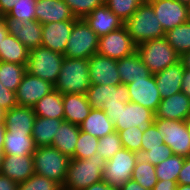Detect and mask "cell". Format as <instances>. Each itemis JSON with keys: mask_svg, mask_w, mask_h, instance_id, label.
<instances>
[{"mask_svg": "<svg viewBox=\"0 0 190 190\" xmlns=\"http://www.w3.org/2000/svg\"><path fill=\"white\" fill-rule=\"evenodd\" d=\"M106 163L107 161L99 153L88 159L70 158L62 190H84L101 181Z\"/></svg>", "mask_w": 190, "mask_h": 190, "instance_id": "6da1fadb", "label": "cell"}, {"mask_svg": "<svg viewBox=\"0 0 190 190\" xmlns=\"http://www.w3.org/2000/svg\"><path fill=\"white\" fill-rule=\"evenodd\" d=\"M91 86L88 59L64 56L54 89L63 94H86Z\"/></svg>", "mask_w": 190, "mask_h": 190, "instance_id": "7a4b0ae2", "label": "cell"}, {"mask_svg": "<svg viewBox=\"0 0 190 190\" xmlns=\"http://www.w3.org/2000/svg\"><path fill=\"white\" fill-rule=\"evenodd\" d=\"M124 26L136 45L165 36L162 25L147 0L138 7Z\"/></svg>", "mask_w": 190, "mask_h": 190, "instance_id": "3957f363", "label": "cell"}, {"mask_svg": "<svg viewBox=\"0 0 190 190\" xmlns=\"http://www.w3.org/2000/svg\"><path fill=\"white\" fill-rule=\"evenodd\" d=\"M136 51L153 75L180 61V55L167 42L165 36L137 45Z\"/></svg>", "mask_w": 190, "mask_h": 190, "instance_id": "277c9868", "label": "cell"}, {"mask_svg": "<svg viewBox=\"0 0 190 190\" xmlns=\"http://www.w3.org/2000/svg\"><path fill=\"white\" fill-rule=\"evenodd\" d=\"M32 156L36 174L54 180L61 186L63 185L70 162L68 156L53 146L36 147Z\"/></svg>", "mask_w": 190, "mask_h": 190, "instance_id": "5b68a950", "label": "cell"}, {"mask_svg": "<svg viewBox=\"0 0 190 190\" xmlns=\"http://www.w3.org/2000/svg\"><path fill=\"white\" fill-rule=\"evenodd\" d=\"M63 60L64 55L40 46L29 51L26 71L55 85Z\"/></svg>", "mask_w": 190, "mask_h": 190, "instance_id": "8992f818", "label": "cell"}, {"mask_svg": "<svg viewBox=\"0 0 190 190\" xmlns=\"http://www.w3.org/2000/svg\"><path fill=\"white\" fill-rule=\"evenodd\" d=\"M98 35L84 19H78L67 41L64 56L68 58L89 59L98 50Z\"/></svg>", "mask_w": 190, "mask_h": 190, "instance_id": "52a82bcc", "label": "cell"}, {"mask_svg": "<svg viewBox=\"0 0 190 190\" xmlns=\"http://www.w3.org/2000/svg\"><path fill=\"white\" fill-rule=\"evenodd\" d=\"M154 124L163 136L164 144L172 149L173 154L190 156V135L185 121L155 118Z\"/></svg>", "mask_w": 190, "mask_h": 190, "instance_id": "ba28073f", "label": "cell"}, {"mask_svg": "<svg viewBox=\"0 0 190 190\" xmlns=\"http://www.w3.org/2000/svg\"><path fill=\"white\" fill-rule=\"evenodd\" d=\"M135 164L134 152L122 148L107 161L102 180L119 189L126 181L131 180Z\"/></svg>", "mask_w": 190, "mask_h": 190, "instance_id": "9c48e42d", "label": "cell"}, {"mask_svg": "<svg viewBox=\"0 0 190 190\" xmlns=\"http://www.w3.org/2000/svg\"><path fill=\"white\" fill-rule=\"evenodd\" d=\"M137 50L125 26L99 38L97 54L120 60Z\"/></svg>", "mask_w": 190, "mask_h": 190, "instance_id": "30bf717a", "label": "cell"}, {"mask_svg": "<svg viewBox=\"0 0 190 190\" xmlns=\"http://www.w3.org/2000/svg\"><path fill=\"white\" fill-rule=\"evenodd\" d=\"M153 7L155 16L162 25L164 32L182 25L190 20L188 5L177 0H147Z\"/></svg>", "mask_w": 190, "mask_h": 190, "instance_id": "8fae6325", "label": "cell"}, {"mask_svg": "<svg viewBox=\"0 0 190 190\" xmlns=\"http://www.w3.org/2000/svg\"><path fill=\"white\" fill-rule=\"evenodd\" d=\"M87 101L95 110H102L104 105L130 102L127 85H96L91 84L86 93Z\"/></svg>", "mask_w": 190, "mask_h": 190, "instance_id": "7c38bea8", "label": "cell"}, {"mask_svg": "<svg viewBox=\"0 0 190 190\" xmlns=\"http://www.w3.org/2000/svg\"><path fill=\"white\" fill-rule=\"evenodd\" d=\"M53 90L54 85L52 83L26 72L15 92L16 103L18 106L33 107Z\"/></svg>", "mask_w": 190, "mask_h": 190, "instance_id": "4fadbf2b", "label": "cell"}, {"mask_svg": "<svg viewBox=\"0 0 190 190\" xmlns=\"http://www.w3.org/2000/svg\"><path fill=\"white\" fill-rule=\"evenodd\" d=\"M7 31L16 37L29 50L41 46L42 43V24L37 20L22 21L11 18L7 15L2 17Z\"/></svg>", "mask_w": 190, "mask_h": 190, "instance_id": "5bb4252c", "label": "cell"}, {"mask_svg": "<svg viewBox=\"0 0 190 190\" xmlns=\"http://www.w3.org/2000/svg\"><path fill=\"white\" fill-rule=\"evenodd\" d=\"M155 119V112L140 104L128 102L125 107L120 108L117 122L114 124L116 131L138 127L142 132L146 131Z\"/></svg>", "mask_w": 190, "mask_h": 190, "instance_id": "9a60e30c", "label": "cell"}, {"mask_svg": "<svg viewBox=\"0 0 190 190\" xmlns=\"http://www.w3.org/2000/svg\"><path fill=\"white\" fill-rule=\"evenodd\" d=\"M127 88L130 94V102L140 104L153 112L157 111L162 98L153 74L147 78L134 80L127 84Z\"/></svg>", "mask_w": 190, "mask_h": 190, "instance_id": "2e32d148", "label": "cell"}, {"mask_svg": "<svg viewBox=\"0 0 190 190\" xmlns=\"http://www.w3.org/2000/svg\"><path fill=\"white\" fill-rule=\"evenodd\" d=\"M91 84L120 85L117 60L94 54L88 59Z\"/></svg>", "mask_w": 190, "mask_h": 190, "instance_id": "e0dca14e", "label": "cell"}, {"mask_svg": "<svg viewBox=\"0 0 190 190\" xmlns=\"http://www.w3.org/2000/svg\"><path fill=\"white\" fill-rule=\"evenodd\" d=\"M76 21L67 20L42 25L41 46L64 55L67 41Z\"/></svg>", "mask_w": 190, "mask_h": 190, "instance_id": "ac0fdd59", "label": "cell"}, {"mask_svg": "<svg viewBox=\"0 0 190 190\" xmlns=\"http://www.w3.org/2000/svg\"><path fill=\"white\" fill-rule=\"evenodd\" d=\"M34 173L32 155H2L0 158V174L10 178L17 184L26 181Z\"/></svg>", "mask_w": 190, "mask_h": 190, "instance_id": "d6986e66", "label": "cell"}, {"mask_svg": "<svg viewBox=\"0 0 190 190\" xmlns=\"http://www.w3.org/2000/svg\"><path fill=\"white\" fill-rule=\"evenodd\" d=\"M35 7L36 20L42 25L52 22L78 20L65 3V0H37Z\"/></svg>", "mask_w": 190, "mask_h": 190, "instance_id": "ffe728a7", "label": "cell"}, {"mask_svg": "<svg viewBox=\"0 0 190 190\" xmlns=\"http://www.w3.org/2000/svg\"><path fill=\"white\" fill-rule=\"evenodd\" d=\"M190 115V98L184 92L163 98L155 112V118L185 121Z\"/></svg>", "mask_w": 190, "mask_h": 190, "instance_id": "44dd1931", "label": "cell"}, {"mask_svg": "<svg viewBox=\"0 0 190 190\" xmlns=\"http://www.w3.org/2000/svg\"><path fill=\"white\" fill-rule=\"evenodd\" d=\"M35 118L33 107L17 105L5 111L3 122L9 133L32 134Z\"/></svg>", "mask_w": 190, "mask_h": 190, "instance_id": "7402d4cb", "label": "cell"}, {"mask_svg": "<svg viewBox=\"0 0 190 190\" xmlns=\"http://www.w3.org/2000/svg\"><path fill=\"white\" fill-rule=\"evenodd\" d=\"M84 20L99 38L124 26L123 21L105 4L95 8Z\"/></svg>", "mask_w": 190, "mask_h": 190, "instance_id": "603a6c76", "label": "cell"}, {"mask_svg": "<svg viewBox=\"0 0 190 190\" xmlns=\"http://www.w3.org/2000/svg\"><path fill=\"white\" fill-rule=\"evenodd\" d=\"M184 71L183 64L179 61L163 71L154 74L157 88L160 91L162 99L182 91Z\"/></svg>", "mask_w": 190, "mask_h": 190, "instance_id": "cb8c5ba5", "label": "cell"}, {"mask_svg": "<svg viewBox=\"0 0 190 190\" xmlns=\"http://www.w3.org/2000/svg\"><path fill=\"white\" fill-rule=\"evenodd\" d=\"M118 74L122 84H130L134 80L147 78L151 72L142 62L139 53H134L117 60Z\"/></svg>", "mask_w": 190, "mask_h": 190, "instance_id": "d4e9b609", "label": "cell"}, {"mask_svg": "<svg viewBox=\"0 0 190 190\" xmlns=\"http://www.w3.org/2000/svg\"><path fill=\"white\" fill-rule=\"evenodd\" d=\"M64 121L80 125L89 115L92 107L86 94H63Z\"/></svg>", "mask_w": 190, "mask_h": 190, "instance_id": "484cf974", "label": "cell"}, {"mask_svg": "<svg viewBox=\"0 0 190 190\" xmlns=\"http://www.w3.org/2000/svg\"><path fill=\"white\" fill-rule=\"evenodd\" d=\"M79 133V125L63 121L58 128V132L54 136L51 146L55 147L69 158L74 159V152Z\"/></svg>", "mask_w": 190, "mask_h": 190, "instance_id": "4316f807", "label": "cell"}, {"mask_svg": "<svg viewBox=\"0 0 190 190\" xmlns=\"http://www.w3.org/2000/svg\"><path fill=\"white\" fill-rule=\"evenodd\" d=\"M80 131L102 138L115 131L114 124L105 114L104 110L92 109L85 120L79 125Z\"/></svg>", "mask_w": 190, "mask_h": 190, "instance_id": "83f0119b", "label": "cell"}, {"mask_svg": "<svg viewBox=\"0 0 190 190\" xmlns=\"http://www.w3.org/2000/svg\"><path fill=\"white\" fill-rule=\"evenodd\" d=\"M64 120L36 117L33 124L32 138L36 147L51 146L60 124Z\"/></svg>", "mask_w": 190, "mask_h": 190, "instance_id": "f1b7e54d", "label": "cell"}, {"mask_svg": "<svg viewBox=\"0 0 190 190\" xmlns=\"http://www.w3.org/2000/svg\"><path fill=\"white\" fill-rule=\"evenodd\" d=\"M31 135L6 131L2 155H33L36 146Z\"/></svg>", "mask_w": 190, "mask_h": 190, "instance_id": "f546056e", "label": "cell"}, {"mask_svg": "<svg viewBox=\"0 0 190 190\" xmlns=\"http://www.w3.org/2000/svg\"><path fill=\"white\" fill-rule=\"evenodd\" d=\"M33 109L36 117L64 120L63 95L54 89L39 100Z\"/></svg>", "mask_w": 190, "mask_h": 190, "instance_id": "4dcf8cb0", "label": "cell"}, {"mask_svg": "<svg viewBox=\"0 0 190 190\" xmlns=\"http://www.w3.org/2000/svg\"><path fill=\"white\" fill-rule=\"evenodd\" d=\"M29 51L16 37L8 34L0 44V61L27 64Z\"/></svg>", "mask_w": 190, "mask_h": 190, "instance_id": "1f68e13d", "label": "cell"}, {"mask_svg": "<svg viewBox=\"0 0 190 190\" xmlns=\"http://www.w3.org/2000/svg\"><path fill=\"white\" fill-rule=\"evenodd\" d=\"M26 65L0 61V82L2 85L16 92L24 74L27 72Z\"/></svg>", "mask_w": 190, "mask_h": 190, "instance_id": "d6a6232c", "label": "cell"}, {"mask_svg": "<svg viewBox=\"0 0 190 190\" xmlns=\"http://www.w3.org/2000/svg\"><path fill=\"white\" fill-rule=\"evenodd\" d=\"M167 42L181 56L190 51V20L165 33Z\"/></svg>", "mask_w": 190, "mask_h": 190, "instance_id": "836d02e7", "label": "cell"}, {"mask_svg": "<svg viewBox=\"0 0 190 190\" xmlns=\"http://www.w3.org/2000/svg\"><path fill=\"white\" fill-rule=\"evenodd\" d=\"M184 161V156L173 154L171 157L162 161L160 164L155 165L157 179L177 181L178 174L182 169Z\"/></svg>", "mask_w": 190, "mask_h": 190, "instance_id": "e575fe53", "label": "cell"}, {"mask_svg": "<svg viewBox=\"0 0 190 190\" xmlns=\"http://www.w3.org/2000/svg\"><path fill=\"white\" fill-rule=\"evenodd\" d=\"M136 163L149 162L152 165H158L162 161L168 159L173 155V151L166 144L159 145L155 148H149L148 151L139 149L134 152Z\"/></svg>", "mask_w": 190, "mask_h": 190, "instance_id": "d590c367", "label": "cell"}, {"mask_svg": "<svg viewBox=\"0 0 190 190\" xmlns=\"http://www.w3.org/2000/svg\"><path fill=\"white\" fill-rule=\"evenodd\" d=\"M131 179L138 182L145 189L152 190L158 182L155 165L149 162L136 163L133 168Z\"/></svg>", "mask_w": 190, "mask_h": 190, "instance_id": "8d00e7d4", "label": "cell"}, {"mask_svg": "<svg viewBox=\"0 0 190 190\" xmlns=\"http://www.w3.org/2000/svg\"><path fill=\"white\" fill-rule=\"evenodd\" d=\"M145 0H104V4L125 23Z\"/></svg>", "mask_w": 190, "mask_h": 190, "instance_id": "74e56055", "label": "cell"}, {"mask_svg": "<svg viewBox=\"0 0 190 190\" xmlns=\"http://www.w3.org/2000/svg\"><path fill=\"white\" fill-rule=\"evenodd\" d=\"M99 138L90 135L89 133L80 131L75 152L74 159H88L97 153Z\"/></svg>", "mask_w": 190, "mask_h": 190, "instance_id": "f35d334b", "label": "cell"}, {"mask_svg": "<svg viewBox=\"0 0 190 190\" xmlns=\"http://www.w3.org/2000/svg\"><path fill=\"white\" fill-rule=\"evenodd\" d=\"M123 148L118 132L115 130L110 134L99 138L97 153L106 161L110 160L113 155Z\"/></svg>", "mask_w": 190, "mask_h": 190, "instance_id": "ab89813d", "label": "cell"}, {"mask_svg": "<svg viewBox=\"0 0 190 190\" xmlns=\"http://www.w3.org/2000/svg\"><path fill=\"white\" fill-rule=\"evenodd\" d=\"M17 190H62V186L54 180L34 173L26 181L18 183Z\"/></svg>", "mask_w": 190, "mask_h": 190, "instance_id": "60d3db41", "label": "cell"}, {"mask_svg": "<svg viewBox=\"0 0 190 190\" xmlns=\"http://www.w3.org/2000/svg\"><path fill=\"white\" fill-rule=\"evenodd\" d=\"M36 1L37 0H17L7 16L22 21L36 20Z\"/></svg>", "mask_w": 190, "mask_h": 190, "instance_id": "b9f144b4", "label": "cell"}, {"mask_svg": "<svg viewBox=\"0 0 190 190\" xmlns=\"http://www.w3.org/2000/svg\"><path fill=\"white\" fill-rule=\"evenodd\" d=\"M65 3L71 9L77 19H84L95 8L104 4V0H65Z\"/></svg>", "mask_w": 190, "mask_h": 190, "instance_id": "7bdbcfd3", "label": "cell"}, {"mask_svg": "<svg viewBox=\"0 0 190 190\" xmlns=\"http://www.w3.org/2000/svg\"><path fill=\"white\" fill-rule=\"evenodd\" d=\"M123 148L136 152L141 149L143 132L136 126L117 131Z\"/></svg>", "mask_w": 190, "mask_h": 190, "instance_id": "ee69618b", "label": "cell"}, {"mask_svg": "<svg viewBox=\"0 0 190 190\" xmlns=\"http://www.w3.org/2000/svg\"><path fill=\"white\" fill-rule=\"evenodd\" d=\"M141 142V149L145 151H148L149 148H155L164 144L163 136L160 135V132L154 123L143 132Z\"/></svg>", "mask_w": 190, "mask_h": 190, "instance_id": "f6af8a7d", "label": "cell"}, {"mask_svg": "<svg viewBox=\"0 0 190 190\" xmlns=\"http://www.w3.org/2000/svg\"><path fill=\"white\" fill-rule=\"evenodd\" d=\"M16 106L17 103L15 92L5 88L0 82V107L4 111H7Z\"/></svg>", "mask_w": 190, "mask_h": 190, "instance_id": "bcb514c9", "label": "cell"}, {"mask_svg": "<svg viewBox=\"0 0 190 190\" xmlns=\"http://www.w3.org/2000/svg\"><path fill=\"white\" fill-rule=\"evenodd\" d=\"M177 184L190 185V156L185 157L182 169L178 174Z\"/></svg>", "mask_w": 190, "mask_h": 190, "instance_id": "7dc6e473", "label": "cell"}, {"mask_svg": "<svg viewBox=\"0 0 190 190\" xmlns=\"http://www.w3.org/2000/svg\"><path fill=\"white\" fill-rule=\"evenodd\" d=\"M126 103L114 104V105H104L103 109L108 118L112 121L113 124L117 122L118 115L121 107H125Z\"/></svg>", "mask_w": 190, "mask_h": 190, "instance_id": "c3c4849f", "label": "cell"}, {"mask_svg": "<svg viewBox=\"0 0 190 190\" xmlns=\"http://www.w3.org/2000/svg\"><path fill=\"white\" fill-rule=\"evenodd\" d=\"M177 181L158 180L152 190H176Z\"/></svg>", "mask_w": 190, "mask_h": 190, "instance_id": "681fc988", "label": "cell"}, {"mask_svg": "<svg viewBox=\"0 0 190 190\" xmlns=\"http://www.w3.org/2000/svg\"><path fill=\"white\" fill-rule=\"evenodd\" d=\"M18 184L10 178L0 174V190H17Z\"/></svg>", "mask_w": 190, "mask_h": 190, "instance_id": "f907efd6", "label": "cell"}, {"mask_svg": "<svg viewBox=\"0 0 190 190\" xmlns=\"http://www.w3.org/2000/svg\"><path fill=\"white\" fill-rule=\"evenodd\" d=\"M17 0H0V16L7 15Z\"/></svg>", "mask_w": 190, "mask_h": 190, "instance_id": "816d5d0a", "label": "cell"}, {"mask_svg": "<svg viewBox=\"0 0 190 190\" xmlns=\"http://www.w3.org/2000/svg\"><path fill=\"white\" fill-rule=\"evenodd\" d=\"M84 190H119L116 187H112L111 185L107 184L103 180L92 184L91 186L87 187Z\"/></svg>", "mask_w": 190, "mask_h": 190, "instance_id": "f5cc1de1", "label": "cell"}, {"mask_svg": "<svg viewBox=\"0 0 190 190\" xmlns=\"http://www.w3.org/2000/svg\"><path fill=\"white\" fill-rule=\"evenodd\" d=\"M182 92L190 98V70L185 69L182 79Z\"/></svg>", "mask_w": 190, "mask_h": 190, "instance_id": "db71d44e", "label": "cell"}, {"mask_svg": "<svg viewBox=\"0 0 190 190\" xmlns=\"http://www.w3.org/2000/svg\"><path fill=\"white\" fill-rule=\"evenodd\" d=\"M119 190H148L142 187L138 182L134 180H128L126 181Z\"/></svg>", "mask_w": 190, "mask_h": 190, "instance_id": "11a10c76", "label": "cell"}, {"mask_svg": "<svg viewBox=\"0 0 190 190\" xmlns=\"http://www.w3.org/2000/svg\"><path fill=\"white\" fill-rule=\"evenodd\" d=\"M6 128L4 122H0V158L2 157Z\"/></svg>", "mask_w": 190, "mask_h": 190, "instance_id": "9f6ffc18", "label": "cell"}, {"mask_svg": "<svg viewBox=\"0 0 190 190\" xmlns=\"http://www.w3.org/2000/svg\"><path fill=\"white\" fill-rule=\"evenodd\" d=\"M180 61L182 62L184 69L190 70V51L183 53L180 56Z\"/></svg>", "mask_w": 190, "mask_h": 190, "instance_id": "6f0895ef", "label": "cell"}, {"mask_svg": "<svg viewBox=\"0 0 190 190\" xmlns=\"http://www.w3.org/2000/svg\"><path fill=\"white\" fill-rule=\"evenodd\" d=\"M9 34V32L7 31V27L4 23V21L2 20V17L0 16V44L2 42V40H4V38Z\"/></svg>", "mask_w": 190, "mask_h": 190, "instance_id": "680465c9", "label": "cell"}, {"mask_svg": "<svg viewBox=\"0 0 190 190\" xmlns=\"http://www.w3.org/2000/svg\"><path fill=\"white\" fill-rule=\"evenodd\" d=\"M176 190H190V185H187V184H177Z\"/></svg>", "mask_w": 190, "mask_h": 190, "instance_id": "91938a15", "label": "cell"}, {"mask_svg": "<svg viewBox=\"0 0 190 190\" xmlns=\"http://www.w3.org/2000/svg\"><path fill=\"white\" fill-rule=\"evenodd\" d=\"M5 111L0 107V122H3Z\"/></svg>", "mask_w": 190, "mask_h": 190, "instance_id": "94428289", "label": "cell"}, {"mask_svg": "<svg viewBox=\"0 0 190 190\" xmlns=\"http://www.w3.org/2000/svg\"><path fill=\"white\" fill-rule=\"evenodd\" d=\"M187 127L189 129V135H190V115L187 117V119L185 120Z\"/></svg>", "mask_w": 190, "mask_h": 190, "instance_id": "6125c7cd", "label": "cell"}, {"mask_svg": "<svg viewBox=\"0 0 190 190\" xmlns=\"http://www.w3.org/2000/svg\"><path fill=\"white\" fill-rule=\"evenodd\" d=\"M177 1H179L180 3L186 4V5L190 4V0H177Z\"/></svg>", "mask_w": 190, "mask_h": 190, "instance_id": "be15d7a7", "label": "cell"}]
</instances>
